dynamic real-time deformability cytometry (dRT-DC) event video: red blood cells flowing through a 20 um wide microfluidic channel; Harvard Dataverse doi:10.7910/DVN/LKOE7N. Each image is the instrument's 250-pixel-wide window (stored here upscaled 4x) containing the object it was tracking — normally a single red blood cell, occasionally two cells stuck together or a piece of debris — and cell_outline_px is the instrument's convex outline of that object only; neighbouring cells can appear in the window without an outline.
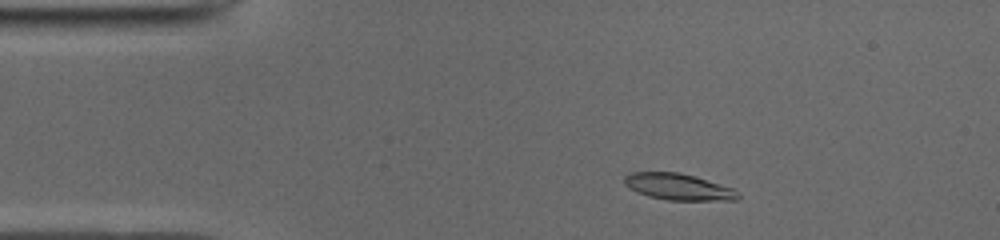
{"species": "common noctule bat (a hibernating species)", "species_latin": "Nyctalus noctula", "temperature_condition": "cold", "stored_images_in_passage": 30, "camera_frame_rate_fps": 3000, "um_per_image_px": 0.085, "animal": {"sex": "male", "body_mass_g": 19.0, "forearm_length_mm": 50.8}, "frame": {"image": 1, "passage_image": 2, "time_ms": 0.333, "image_size_px": [1000, 240], "cell_outline_px": [[720, 196], [696, 200], [684, 200], [656, 196], [644, 192], [648, 172], [668, 172], [688, 176], [712, 184]], "centroid_in_image_um": [57.67, 15.88], "position_along_channel_um": 27.3, "area_um2": 11.1}}
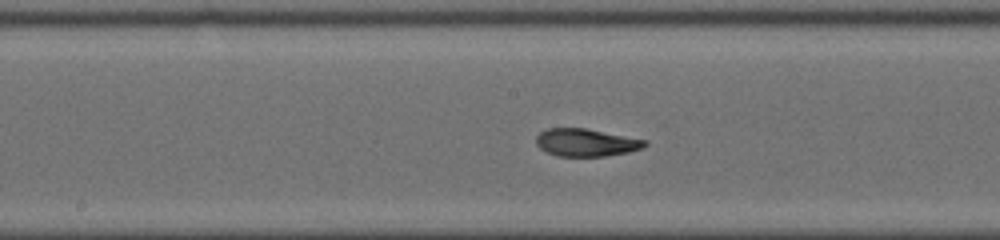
{"frame": {"image": 2, "passage_image": 19, "time_ms": 6.0, "image_size_px": [1000, 240], "cell_outline_px": [[644, 144], [636, 148], [620, 152], [592, 156], [568, 156], [556, 152], [548, 148], [540, 140], [540, 136], [544, 132], [556, 128], [576, 128], [640, 140]], "centroid_in_image_um": [49.82, 12.1], "position_along_channel_um": 198.4, "area_um2": 14.62}}
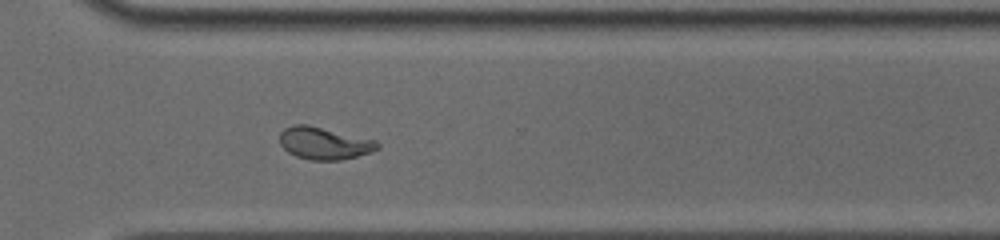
{"frame": {"image": 3, "passage_image": 30, "time_ms": 9.667, "image_size_px": [1000, 240], "cell_outline_px": [[364, 152], [352, 156], [300, 156], [292, 152], [288, 148], [292, 128], [316, 128]], "centroid_in_image_um": [27.08, 12.25], "position_along_channel_um": 343.5, "area_um2": 10.46}}